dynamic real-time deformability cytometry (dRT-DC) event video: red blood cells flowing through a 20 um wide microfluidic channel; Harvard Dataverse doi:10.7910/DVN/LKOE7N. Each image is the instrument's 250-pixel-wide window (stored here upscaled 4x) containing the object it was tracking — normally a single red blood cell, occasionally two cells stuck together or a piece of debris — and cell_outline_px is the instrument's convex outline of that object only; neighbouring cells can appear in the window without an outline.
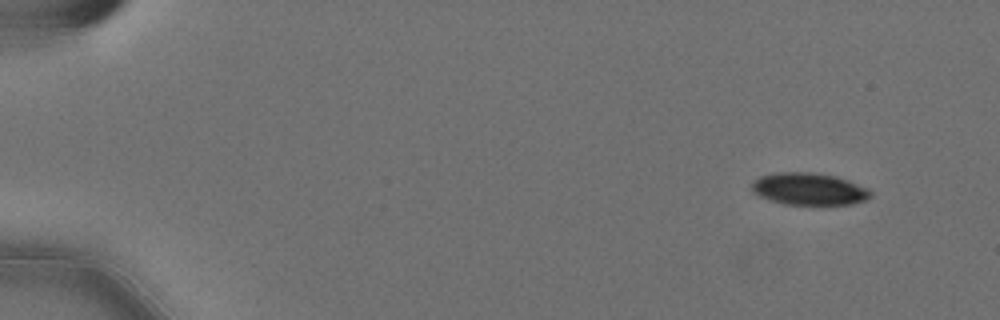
{"species": "Egyptian fruit bat (a non-hibernating species)", "species_latin": "Rousettus aegyptiacus", "temperature_condition": "cold", "stored_images_in_passage": 53, "camera_frame_rate_fps": 3000, "um_per_image_px": 0.085, "animal": {"sex": "female"}, "frame": {"image": 1, "passage_image": 1, "time_ms": 0.0, "image_size_px": [1000, 320], "cell_outline_px": [[872, 196], [864, 200], [852, 204], [784, 204], [768, 200], [752, 192], [752, 184], [760, 176], [776, 172], [808, 172], [836, 176], [848, 180], [868, 188], [872, 192]], "centroid_in_image_um": [68.77, 16.06], "position_along_channel_um": 16.2, "area_um2": 22.2}}
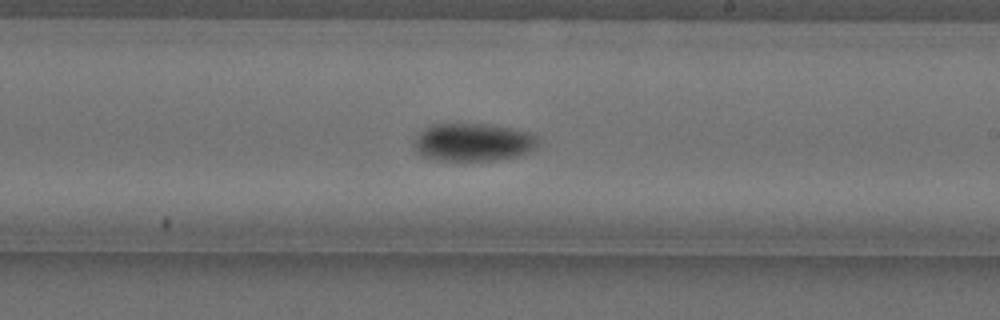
{"frame": {"image": 2, "passage_image": 31, "time_ms": 10.0, "image_size_px": [1000, 320], "cell_outline_px": [[536, 144], [528, 152], [520, 156], [492, 160], [436, 160], [420, 156], [412, 148], [416, 136], [420, 132], [432, 124], [488, 124], [512, 128], [528, 132], [536, 136]], "centroid_in_image_um": [40.15, 12.09], "position_along_channel_um": 248.9, "area_um2": 27.34}}
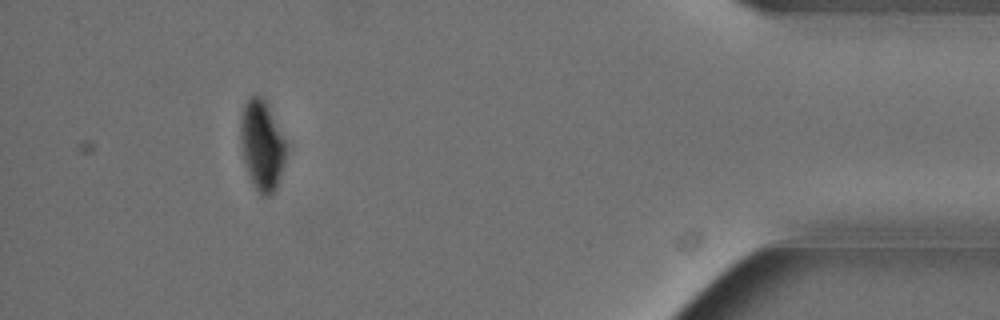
{"frame": {"image": 3, "passage_image": 49, "time_ms": 16.0, "image_size_px": [1000, 320], "cell_outline_px": [[284, 160], [276, 188], [268, 196], [260, 196], [248, 172], [244, 160], [240, 140], [240, 120], [244, 104], [252, 96], [260, 96], [268, 104], [284, 140]], "centroid_in_image_um": [22.23, 12.33], "position_along_channel_um": 413.0, "area_um2": 23.12}, "authors_computed_cell_mechanics": {"area_um2": 25.4898, "velocity_mm_per_s": 3.5746, "shape_relaxation_time_tau1_ms": 5.7407, "shape_relaxation_time_tau2_ms": null, "deformation_change_tau1": 0.1321, "deformation_change_tau2": null}}